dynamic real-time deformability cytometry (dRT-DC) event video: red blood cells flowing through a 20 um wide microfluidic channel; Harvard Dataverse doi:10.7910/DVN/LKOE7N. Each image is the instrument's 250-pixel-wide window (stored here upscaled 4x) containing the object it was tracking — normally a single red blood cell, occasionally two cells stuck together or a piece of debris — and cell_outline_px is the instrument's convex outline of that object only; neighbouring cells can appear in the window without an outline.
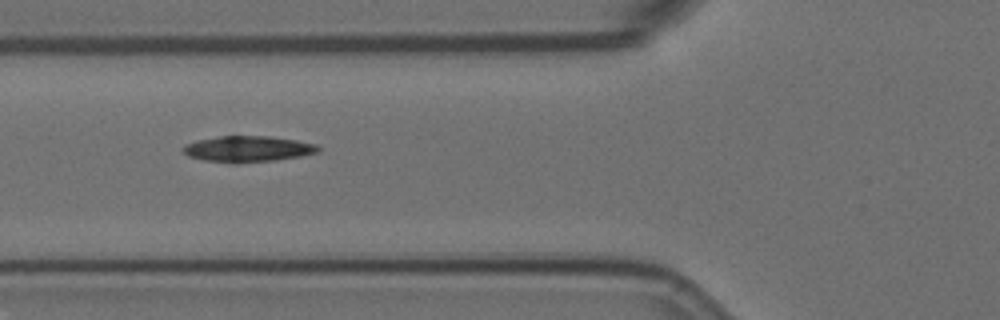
{"species": "Egyptian fruit bat (a non-hibernating species)", "species_latin": "Rousettus aegyptiacus", "temperature_condition": "room temperature", "stored_images_in_passage": 5, "camera_frame_rate_fps": 3000, "um_per_image_px": 0.085, "animal": {"sex": "female"}, "frame": {"image": 1, "passage_image": 5, "time_ms": 1.333, "image_size_px": [1000, 320], "cell_outline_px": [[320, 152], [300, 156], [276, 160], [204, 160], [188, 156], [184, 152], [184, 144], [196, 140], [220, 136], [268, 136], [296, 140], [316, 144], [320, 148]], "centroid_in_image_um": [21.11, 12.61], "position_along_channel_um": 104.7, "area_um2": 19.54}}